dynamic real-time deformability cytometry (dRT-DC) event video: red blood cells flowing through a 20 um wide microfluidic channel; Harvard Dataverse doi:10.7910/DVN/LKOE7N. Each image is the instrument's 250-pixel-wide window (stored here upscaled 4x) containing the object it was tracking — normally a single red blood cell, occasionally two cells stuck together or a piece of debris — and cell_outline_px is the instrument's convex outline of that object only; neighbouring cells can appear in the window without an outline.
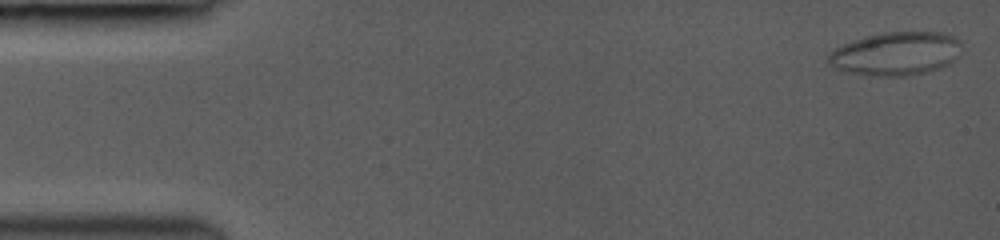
{"species": "common noctule bat (a hibernating species)", "species_latin": "Nyctalus noctula", "temperature_condition": "room temperature", "stored_images_in_passage": 11, "camera_frame_rate_fps": 3000, "um_per_image_px": 0.085, "animal": {"sex": "female", "body_mass_g": 19.0, "forearm_length_mm": 53.3}, "frame": {"image": 1, "passage_image": 1, "time_ms": 0.0, "image_size_px": [1000, 240], "cell_outline_px": [[960, 56], [948, 64], [940, 68], [928, 72], [908, 76], [876, 76], [848, 72], [836, 68], [828, 60], [828, 56], [836, 48], [852, 40], [864, 36], [884, 32], [944, 32], [956, 36], [960, 40]], "centroid_in_image_um": [76.22, 4.55], "position_along_channel_um": 8.8, "area_um2": 33.87}}
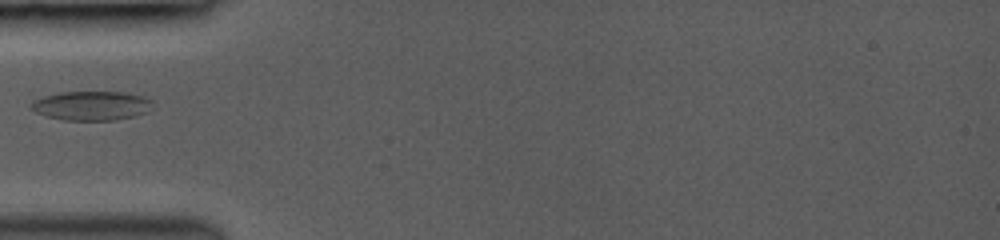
{"frame": {"image": 2, "passage_image": 7, "time_ms": 5.333, "image_size_px": [1000, 240], "cell_outline_px": [[156, 104], [148, 112], [136, 116], [116, 120], [64, 120], [44, 116], [36, 112], [28, 104], [44, 96], [60, 92], [124, 92], [144, 96], [152, 100]], "centroid_in_image_um": [7.84, 8.99], "position_along_channel_um": 77.2, "area_um2": 20.98}}
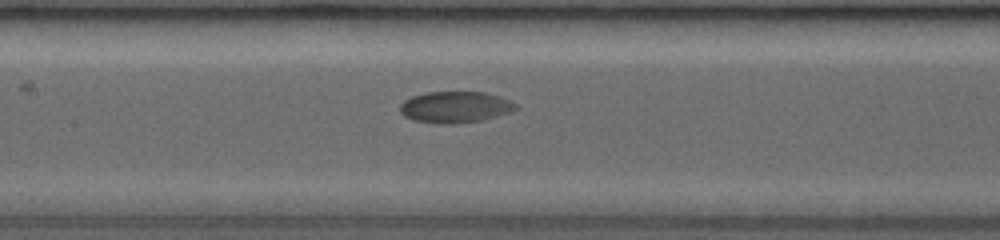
{"frame": {"image": 3, "passage_image": 10, "time_ms": 7.667, "image_size_px": [1000, 240], "cell_outline_px": [[520, 108], [512, 112], [484, 120], [452, 124], [436, 124], [412, 120], [404, 116], [400, 112], [400, 104], [404, 100], [412, 96], [424, 92], [484, 92], [500, 96], [516, 104]], "centroid_in_image_um": [38.69, 9.11], "position_along_channel_um": 168.7, "area_um2": 21.5}}